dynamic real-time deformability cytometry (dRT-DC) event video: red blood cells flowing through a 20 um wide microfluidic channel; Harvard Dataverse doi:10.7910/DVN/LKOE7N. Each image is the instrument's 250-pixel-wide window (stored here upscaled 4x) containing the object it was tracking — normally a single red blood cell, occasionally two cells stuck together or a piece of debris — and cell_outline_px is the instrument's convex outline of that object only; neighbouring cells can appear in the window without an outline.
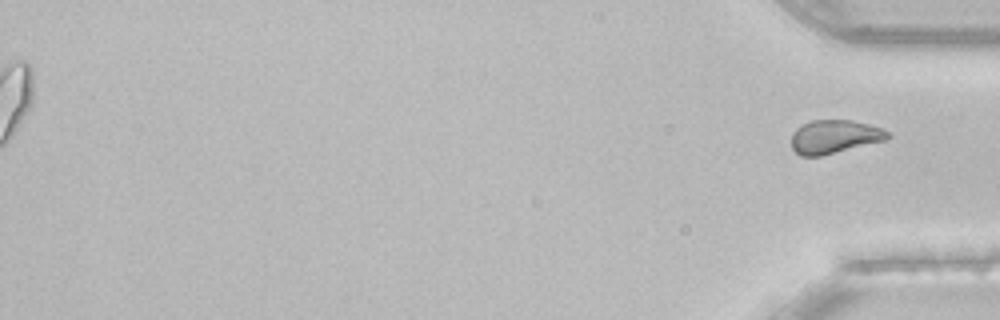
{"species": "common noctule bat (a hibernating species)", "species_latin": "Nyctalus noctula", "temperature_condition": "room temperature", "stored_images_in_passage": 53, "segment_of_instrument_passage": [2, 2], "camera_frame_rate_fps": 3000, "um_per_image_px": 0.085, "animal": {"sex": "female", "body_mass_g": 22.7, "forearm_length_mm": 54.2}, "frame": {"image": 1, "passage_image": 53, "time_ms": 17.333, "image_size_px": [1000, 320], "cell_outline_px": [[892, 136], [888, 140], [820, 156], [800, 156], [792, 148], [792, 132], [800, 124], [812, 120], [852, 120], [868, 124], [880, 128], [888, 132]], "centroid_in_image_um": [70.93, 11.62], "position_along_channel_um": 364.3, "area_um2": 18.96}}